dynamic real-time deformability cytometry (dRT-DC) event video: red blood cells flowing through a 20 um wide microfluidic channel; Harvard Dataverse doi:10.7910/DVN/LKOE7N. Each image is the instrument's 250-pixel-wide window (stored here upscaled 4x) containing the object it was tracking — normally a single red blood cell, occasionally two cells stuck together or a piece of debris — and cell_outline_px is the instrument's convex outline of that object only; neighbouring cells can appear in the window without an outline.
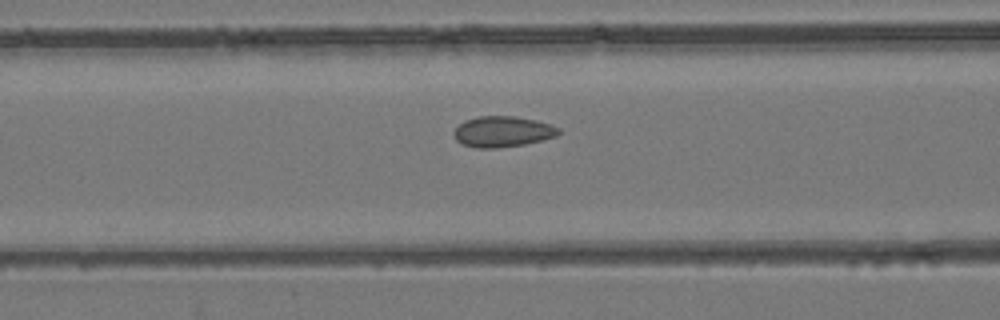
{"species": "common noctule bat (a hibernating species)", "species_latin": "Nyctalus noctula", "temperature_condition": "room temperature", "stored_images_in_passage": 53, "camera_frame_rate_fps": 3000, "um_per_image_px": 0.085, "animal": {"sex": "female", "body_mass_g": 24.6, "forearm_length_mm": 56.2}, "frame": {"image": 1, "passage_image": 22, "time_ms": 7.0, "image_size_px": [1000, 320], "cell_outline_px": [[560, 132], [556, 136], [524, 144], [496, 148], [476, 148], [460, 144], [456, 140], [452, 132], [464, 120], [476, 116], [512, 116], [536, 120], [560, 128]], "centroid_in_image_um": [42.67, 11.19], "position_along_channel_um": 123.9, "area_um2": 18.79}}
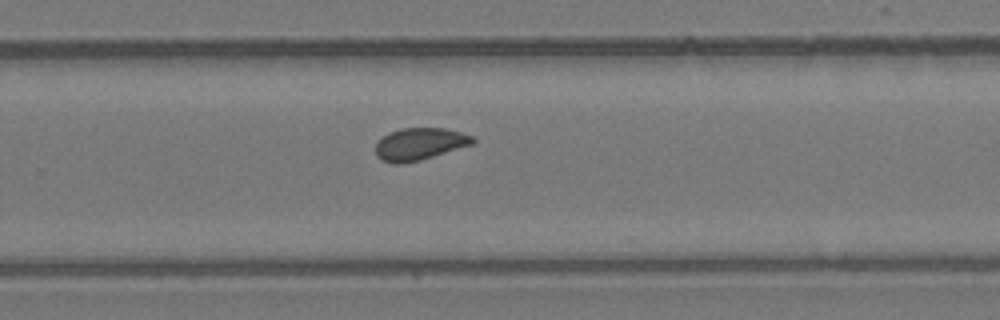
{"frame": {"image": 2, "passage_image": 35, "time_ms": 11.333, "image_size_px": [1000, 320], "cell_outline_px": [[476, 140], [472, 144], [420, 160], [404, 164], [392, 164], [380, 160], [376, 156], [376, 144], [388, 132], [400, 128], [444, 128], [460, 132], [472, 136]], "centroid_in_image_um": [35.63, 12.25], "position_along_channel_um": 294.2, "area_um2": 18.21}}
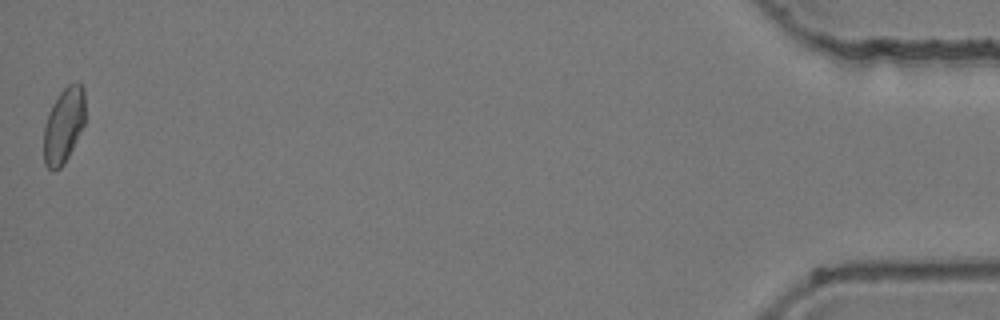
{"frame": {"image": 3, "passage_image": 53, "time_ms": 17.333, "image_size_px": [1000, 320], "cell_outline_px": [[84, 124], [64, 164], [60, 168], [52, 172], [44, 164], [44, 128], [52, 104], [60, 92], [68, 84], [76, 80], [84, 88]], "centroid_in_image_um": [5.41, 10.65], "position_along_channel_um": 429.8, "area_um2": 18.09}, "authors_computed_cell_mechanics": {"area_um2": 18.5538, "velocity_mm_per_s": 3.9375, "shape_relaxation_time_tau1_ms": 6.1885, "shape_relaxation_time_tau2_ms": 2.0346, "deformation_change_tau1": 0.0752, "deformation_change_tau2": 0.0398}}